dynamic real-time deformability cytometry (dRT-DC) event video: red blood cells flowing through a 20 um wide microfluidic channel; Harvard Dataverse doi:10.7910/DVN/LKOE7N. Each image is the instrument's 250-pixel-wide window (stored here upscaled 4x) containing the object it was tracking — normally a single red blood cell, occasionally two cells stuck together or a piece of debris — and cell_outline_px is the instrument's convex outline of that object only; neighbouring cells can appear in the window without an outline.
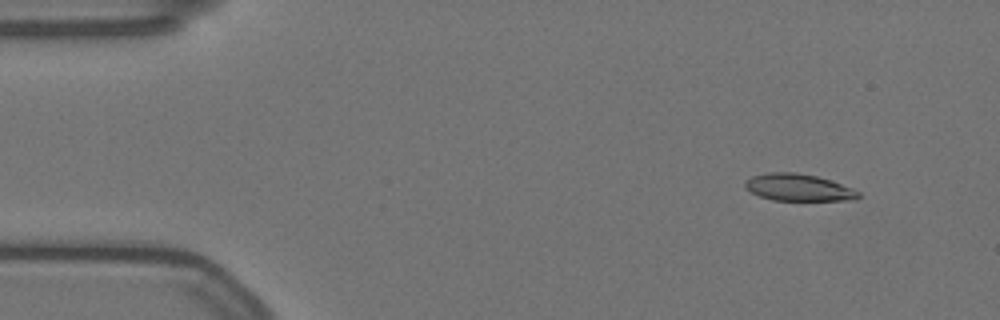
{"species": "Egyptian fruit bat (a non-hibernating species)", "species_latin": "Rousettus aegyptiacus", "temperature_condition": "warm", "stored_images_in_passage": 58, "camera_frame_rate_fps": 3000, "um_per_image_px": 0.085, "animal": {"sex": "female"}, "frame": {"image": 1, "passage_image": 6, "time_ms": 1.667, "image_size_px": [1000, 320], "cell_outline_px": [[860, 196], [856, 200], [772, 200], [760, 196], [752, 192], [744, 184], [744, 180], [752, 176], [768, 172], [796, 172], [816, 176], [852, 188], [860, 192]], "centroid_in_image_um": [67.86, 15.93], "position_along_channel_um": 17.1, "area_um2": 17.69}}
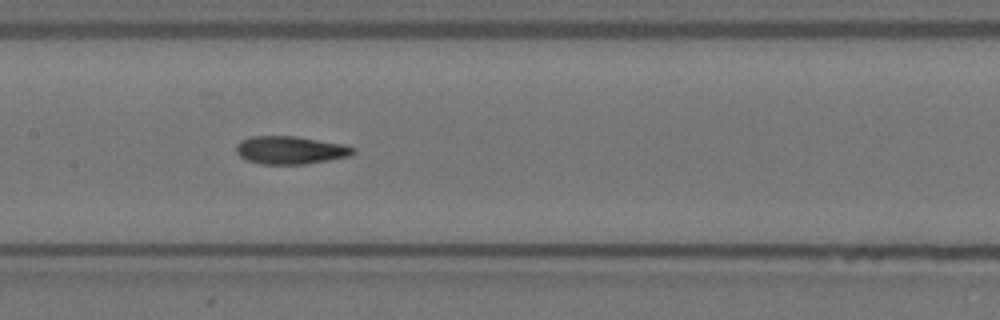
{"frame": {"image": 2, "passage_image": 28, "time_ms": 9.0, "image_size_px": [1000, 320], "cell_outline_px": [[356, 152], [352, 156], [308, 164], [260, 164], [248, 160], [240, 156], [236, 152], [236, 144], [240, 140], [252, 136], [296, 136], [344, 144], [356, 148]], "centroid_in_image_um": [24.72, 12.76], "position_along_channel_um": 182.7, "area_um2": 19.31}}
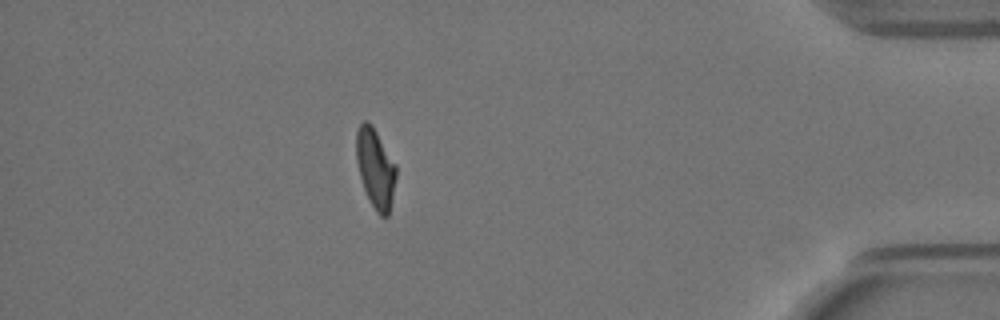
{"frame": {"image": 3, "passage_image": 51, "time_ms": 16.667, "image_size_px": [1000, 320], "cell_outline_px": [[396, 176], [388, 216], [380, 216], [376, 212], [364, 188], [360, 176], [356, 160], [356, 132], [360, 124], [364, 120], [368, 120], [372, 124], [396, 164]], "centroid_in_image_um": [31.9, 14.25], "position_along_channel_um": 403.3, "area_um2": 18.26}, "authors_computed_cell_mechanics": {"area_um2": 18.8428, "velocity_mm_per_s": 3.5019, "shape_relaxation_time_tau1_ms": null, "shape_relaxation_time_tau2_ms": 1.3619, "deformation_change_tau1": null, "deformation_change_tau2": 0.0671}}